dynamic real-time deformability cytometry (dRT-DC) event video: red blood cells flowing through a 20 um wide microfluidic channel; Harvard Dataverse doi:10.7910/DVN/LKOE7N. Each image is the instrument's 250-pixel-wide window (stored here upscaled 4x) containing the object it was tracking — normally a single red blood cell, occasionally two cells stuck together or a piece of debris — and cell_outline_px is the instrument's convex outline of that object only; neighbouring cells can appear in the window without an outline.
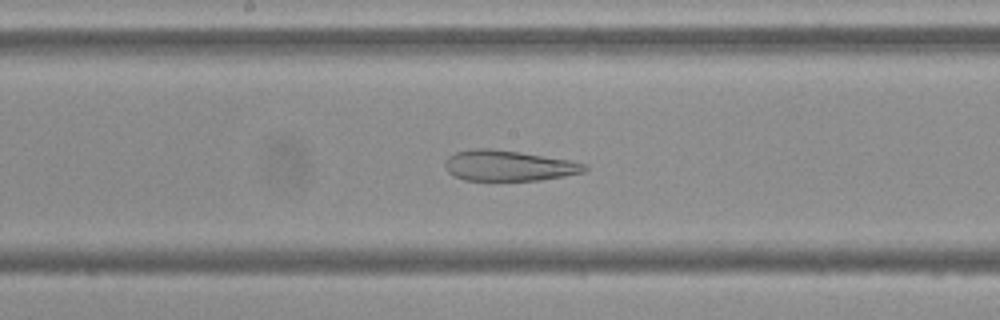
{"species": "Egyptian fruit bat (a non-hibernating species)", "species_latin": "Rousettus aegyptiacus", "temperature_condition": "cold", "stored_images_in_passage": 54, "camera_frame_rate_fps": 3000, "um_per_image_px": 0.085, "frame": {"image": 1, "passage_image": 28, "time_ms": 9.0, "image_size_px": [1000, 320], "cell_outline_px": [[588, 168], [584, 172], [564, 176], [540, 180], [464, 180], [448, 172], [444, 164], [448, 156], [456, 152], [472, 148], [492, 148], [520, 152], [572, 160], [588, 164]], "centroid_in_image_um": [43.26, 14.07], "position_along_channel_um": 204.9, "area_um2": 25.03}}
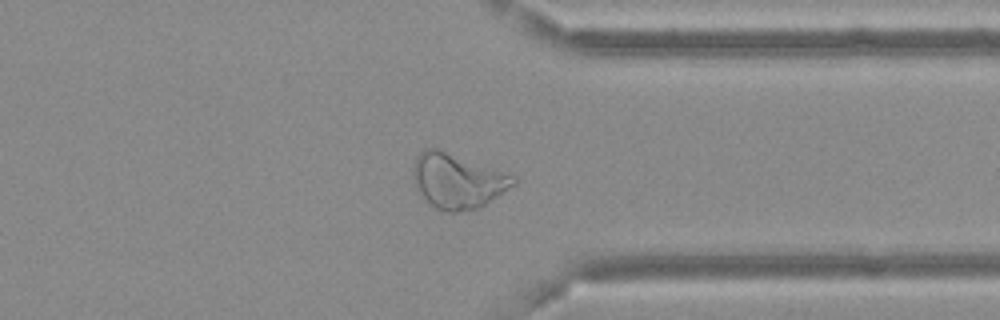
{"frame": {"image": 2, "passage_image": 42, "time_ms": 13.667, "image_size_px": [1000, 320], "cell_outline_px": [[520, 180], [516, 184], [484, 204], [476, 208], [456, 212], [448, 212], [436, 208], [416, 192], [412, 172], [412, 168], [416, 156], [424, 148], [436, 148], [516, 176]], "centroid_in_image_um": [38.85, 15.37], "position_along_channel_um": 372.5, "area_um2": 31.91}}
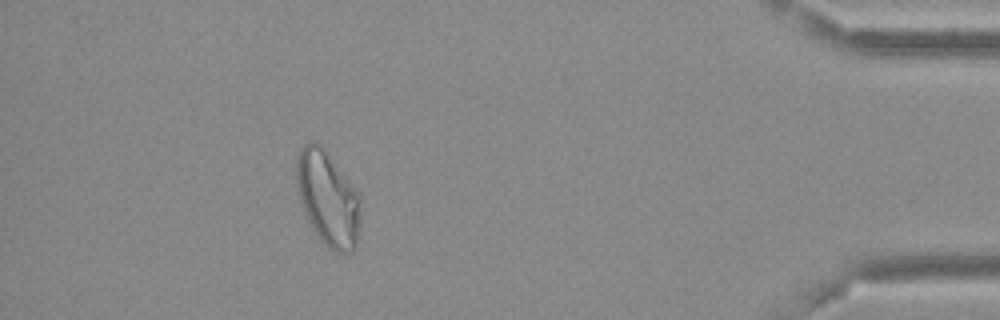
{"frame": {"image": 3, "passage_image": 49, "time_ms": 16.0, "image_size_px": [1000, 320], "cell_outline_px": [[360, 228], [356, 248], [352, 252], [332, 252], [320, 240], [312, 228], [300, 204], [296, 180], [296, 156], [300, 148], [304, 144], [312, 140], [324, 152], [344, 176], [360, 196]], "centroid_in_image_um": [27.85, 16.96], "position_along_channel_um": 407.3, "area_um2": 34.97}}